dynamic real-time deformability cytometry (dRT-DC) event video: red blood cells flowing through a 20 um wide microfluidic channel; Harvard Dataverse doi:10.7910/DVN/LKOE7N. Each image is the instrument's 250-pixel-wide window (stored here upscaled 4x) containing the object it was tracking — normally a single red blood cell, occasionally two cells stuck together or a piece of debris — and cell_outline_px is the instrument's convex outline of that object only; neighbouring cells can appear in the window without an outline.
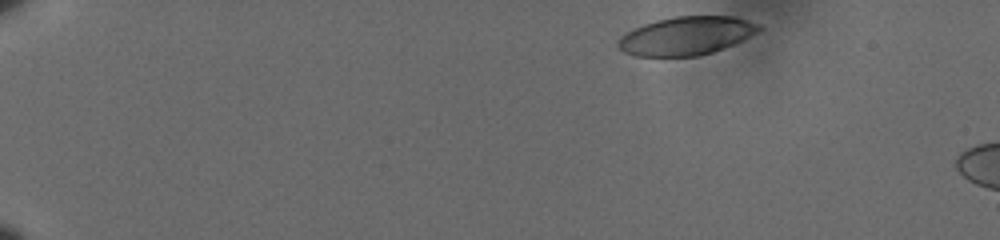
{"species": "human", "species_latin": "Homo sapiens", "temperature_condition": "cold", "stored_images_in_passage": 16, "camera_frame_rate_fps": 3000, "um_per_image_px": 0.085, "donor": {"sex": "male"}, "frame": {"image": 1, "passage_image": 1, "time_ms": 0.0, "image_size_px": [1000, 240], "cell_outline_px": [[764, 28], [760, 32], [732, 44], [712, 52], [700, 56], [636, 56], [624, 52], [616, 44], [620, 36], [644, 24], [656, 20], [676, 16], [732, 16], [764, 24]], "centroid_in_image_um": [58.39, 3.03], "position_along_channel_um": 26.6, "area_um2": 31.56}}
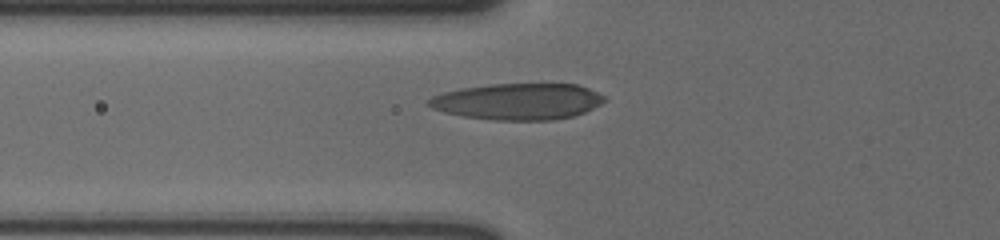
{"frame": {"image": 2, "passage_image": 13, "time_ms": 4.0, "image_size_px": [1000, 240], "cell_outline_px": [[604, 100], [600, 104], [584, 112], [572, 116], [552, 120], [496, 120], [464, 116], [444, 112], [432, 108], [428, 104], [428, 100], [432, 96], [444, 92], [460, 88], [492, 84], [576, 84], [588, 88], [604, 96]], "centroid_in_image_um": [44.0, 8.62], "position_along_channel_um": 81.8, "area_um2": 36.93}}
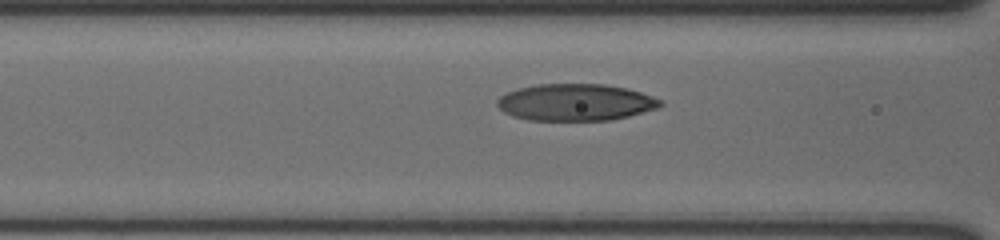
{"frame": {"image": 3, "passage_image": 16, "time_ms": 5.0, "image_size_px": [1000, 240], "cell_outline_px": [[664, 104], [660, 108], [612, 120], [528, 120], [512, 116], [504, 112], [496, 104], [496, 100], [500, 96], [516, 88], [536, 84], [604, 84], [624, 88], [640, 92], [664, 100]], "centroid_in_image_um": [48.93, 8.7], "position_along_channel_um": 117.7, "area_um2": 35.26}}